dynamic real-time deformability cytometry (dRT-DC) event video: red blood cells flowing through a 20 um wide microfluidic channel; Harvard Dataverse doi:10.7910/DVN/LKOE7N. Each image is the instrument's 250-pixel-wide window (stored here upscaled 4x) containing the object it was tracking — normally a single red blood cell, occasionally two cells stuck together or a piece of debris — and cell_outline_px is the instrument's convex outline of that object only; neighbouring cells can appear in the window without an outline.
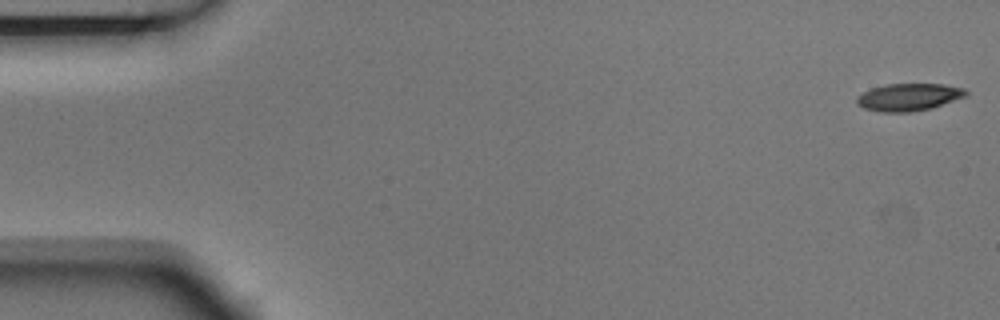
{"species": "Egyptian fruit bat (a non-hibernating species)", "species_latin": "Rousettus aegyptiacus", "temperature_condition": "room temperature", "stored_images_in_passage": 4, "camera_frame_rate_fps": 3000, "um_per_image_px": 0.085, "animal": {"sex": "male"}, "frame": {"image": 1, "passage_image": 1, "time_ms": 0.0, "image_size_px": [1000, 320], "cell_outline_px": [[968, 96], [932, 108], [912, 112], [880, 112], [864, 108], [856, 104], [856, 96], [872, 88], [888, 84], [944, 84], [964, 88], [968, 92]], "centroid_in_image_um": [77.26, 8.26], "position_along_channel_um": 7.7, "area_um2": 17.57}}
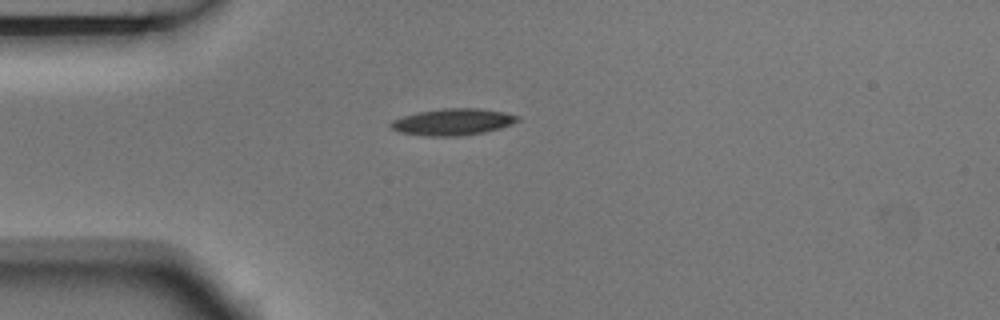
{"frame": {"image": 2, "passage_image": 4, "time_ms": 1.0, "image_size_px": [1000, 320], "cell_outline_px": [[520, 120], [512, 124], [500, 128], [484, 132], [460, 136], [428, 136], [400, 132], [392, 128], [388, 124], [392, 120], [404, 116], [420, 112], [444, 108], [476, 108], [504, 112], [520, 116]], "centroid_in_image_um": [38.52, 10.36], "position_along_channel_um": 46.5, "area_um2": 19.54}}